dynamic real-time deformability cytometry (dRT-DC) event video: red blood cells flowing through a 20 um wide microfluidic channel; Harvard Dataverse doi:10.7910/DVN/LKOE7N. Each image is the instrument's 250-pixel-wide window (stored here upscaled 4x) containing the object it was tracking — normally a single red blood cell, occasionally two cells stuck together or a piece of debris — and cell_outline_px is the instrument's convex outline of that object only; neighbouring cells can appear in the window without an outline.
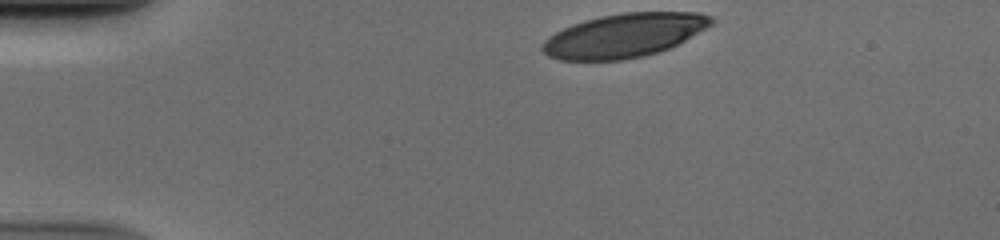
{"species": "human", "species_latin": "Homo sapiens", "temperature_condition": "cold", "stored_images_in_passage": 34, "camera_frame_rate_fps": 3000, "um_per_image_px": 0.085, "donor": {"sex": "male"}, "frame": {"image": 1, "passage_image": 1, "time_ms": 0.0, "image_size_px": [1000, 240], "cell_outline_px": [[716, 20], [712, 24], [684, 40], [660, 52], [644, 56], [624, 60], [560, 60], [548, 56], [540, 48], [540, 44], [548, 36], [572, 24], [584, 20], [600, 16], [624, 12], [700, 12], [712, 16]], "centroid_in_image_um": [53.03, 3.01], "position_along_channel_um": 32.0, "area_um2": 43.23}}
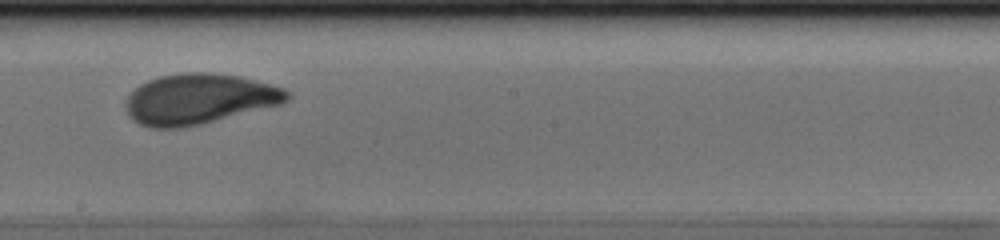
{"frame": {"image": 2, "passage_image": 21, "time_ms": 6.667, "image_size_px": [1000, 240], "cell_outline_px": [[292, 96], [288, 100], [280, 104], [184, 128], [148, 128], [132, 120], [124, 104], [128, 96], [140, 84], [148, 80], [160, 76], [188, 72], [208, 72], [240, 76], [284, 88]], "centroid_in_image_um": [16.9, 8.41], "position_along_channel_um": 231.3, "area_um2": 47.22}}
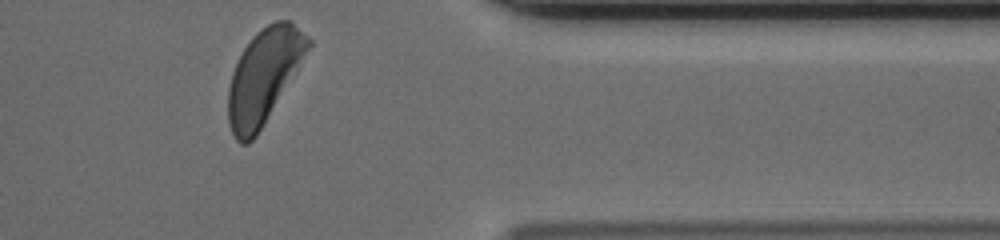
{"frame": {"image": 3, "passage_image": 34, "time_ms": 11.0, "image_size_px": [1000, 240], "cell_outline_px": [[312, 44], [296, 72], [256, 136], [248, 144], [240, 144], [236, 140], [228, 124], [228, 88], [232, 72], [244, 48], [252, 36], [256, 32], [268, 24], [276, 20], [288, 20], [312, 40]], "centroid_in_image_um": [22.41, 6.48], "position_along_channel_um": 389.0, "area_um2": 43.35}}